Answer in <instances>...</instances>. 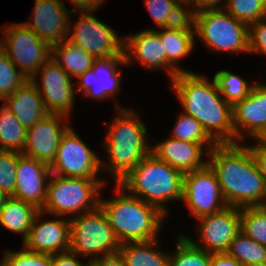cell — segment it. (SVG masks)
<instances>
[{
	"instance_id": "1",
	"label": "cell",
	"mask_w": 266,
	"mask_h": 266,
	"mask_svg": "<svg viewBox=\"0 0 266 266\" xmlns=\"http://www.w3.org/2000/svg\"><path fill=\"white\" fill-rule=\"evenodd\" d=\"M207 154L208 164L217 175L228 206H262L266 199V182L248 145L216 144Z\"/></svg>"
},
{
	"instance_id": "2",
	"label": "cell",
	"mask_w": 266,
	"mask_h": 266,
	"mask_svg": "<svg viewBox=\"0 0 266 266\" xmlns=\"http://www.w3.org/2000/svg\"><path fill=\"white\" fill-rule=\"evenodd\" d=\"M171 83L183 112L194 117L216 144L234 143L232 106L220 96L214 79L211 83L193 72H180Z\"/></svg>"
},
{
	"instance_id": "3",
	"label": "cell",
	"mask_w": 266,
	"mask_h": 266,
	"mask_svg": "<svg viewBox=\"0 0 266 266\" xmlns=\"http://www.w3.org/2000/svg\"><path fill=\"white\" fill-rule=\"evenodd\" d=\"M118 197L100 198V207L107 215L110 226L120 244L156 240L165 214L116 184Z\"/></svg>"
},
{
	"instance_id": "4",
	"label": "cell",
	"mask_w": 266,
	"mask_h": 266,
	"mask_svg": "<svg viewBox=\"0 0 266 266\" xmlns=\"http://www.w3.org/2000/svg\"><path fill=\"white\" fill-rule=\"evenodd\" d=\"M183 175L150 152L118 184L166 215L167 201L183 199Z\"/></svg>"
},
{
	"instance_id": "5",
	"label": "cell",
	"mask_w": 266,
	"mask_h": 266,
	"mask_svg": "<svg viewBox=\"0 0 266 266\" xmlns=\"http://www.w3.org/2000/svg\"><path fill=\"white\" fill-rule=\"evenodd\" d=\"M116 109L118 117L111 123L105 139L110 164L101 162V168L108 167L118 183L151 152V147L145 138L146 126L139 116L127 109L120 110L119 105Z\"/></svg>"
},
{
	"instance_id": "6",
	"label": "cell",
	"mask_w": 266,
	"mask_h": 266,
	"mask_svg": "<svg viewBox=\"0 0 266 266\" xmlns=\"http://www.w3.org/2000/svg\"><path fill=\"white\" fill-rule=\"evenodd\" d=\"M195 34L213 49L221 52H249V26L226 10L207 9L190 16Z\"/></svg>"
},
{
	"instance_id": "7",
	"label": "cell",
	"mask_w": 266,
	"mask_h": 266,
	"mask_svg": "<svg viewBox=\"0 0 266 266\" xmlns=\"http://www.w3.org/2000/svg\"><path fill=\"white\" fill-rule=\"evenodd\" d=\"M54 178L47 183V196L43 213L58 216L82 214L100 205L101 188L104 181L98 179L73 178L51 174ZM96 197V198H95ZM83 210V211H82Z\"/></svg>"
},
{
	"instance_id": "8",
	"label": "cell",
	"mask_w": 266,
	"mask_h": 266,
	"mask_svg": "<svg viewBox=\"0 0 266 266\" xmlns=\"http://www.w3.org/2000/svg\"><path fill=\"white\" fill-rule=\"evenodd\" d=\"M120 243L100 205L70 220V250L77 256L118 253Z\"/></svg>"
},
{
	"instance_id": "9",
	"label": "cell",
	"mask_w": 266,
	"mask_h": 266,
	"mask_svg": "<svg viewBox=\"0 0 266 266\" xmlns=\"http://www.w3.org/2000/svg\"><path fill=\"white\" fill-rule=\"evenodd\" d=\"M4 29L6 40L0 41V48L20 67L19 71L27 80H30L52 57V47L23 23L10 24L4 26Z\"/></svg>"
},
{
	"instance_id": "10",
	"label": "cell",
	"mask_w": 266,
	"mask_h": 266,
	"mask_svg": "<svg viewBox=\"0 0 266 266\" xmlns=\"http://www.w3.org/2000/svg\"><path fill=\"white\" fill-rule=\"evenodd\" d=\"M100 161L96 154L69 127L62 135L56 157L49 167L51 174L97 179V173L101 170Z\"/></svg>"
},
{
	"instance_id": "11",
	"label": "cell",
	"mask_w": 266,
	"mask_h": 266,
	"mask_svg": "<svg viewBox=\"0 0 266 266\" xmlns=\"http://www.w3.org/2000/svg\"><path fill=\"white\" fill-rule=\"evenodd\" d=\"M197 219L218 213L228 205L223 197L215 171L204 168L183 175V199Z\"/></svg>"
},
{
	"instance_id": "12",
	"label": "cell",
	"mask_w": 266,
	"mask_h": 266,
	"mask_svg": "<svg viewBox=\"0 0 266 266\" xmlns=\"http://www.w3.org/2000/svg\"><path fill=\"white\" fill-rule=\"evenodd\" d=\"M78 18L73 31L69 21L70 38L67 40L92 54L96 59L123 54L124 40H120L113 29L99 21L92 10H85ZM122 41V42H121Z\"/></svg>"
},
{
	"instance_id": "13",
	"label": "cell",
	"mask_w": 266,
	"mask_h": 266,
	"mask_svg": "<svg viewBox=\"0 0 266 266\" xmlns=\"http://www.w3.org/2000/svg\"><path fill=\"white\" fill-rule=\"evenodd\" d=\"M41 74L42 87L36 82L37 75ZM36 77V78H35ZM41 94L48 113L67 116L72 109L74 93L71 77L50 58L30 79ZM42 88V89H41Z\"/></svg>"
},
{
	"instance_id": "14",
	"label": "cell",
	"mask_w": 266,
	"mask_h": 266,
	"mask_svg": "<svg viewBox=\"0 0 266 266\" xmlns=\"http://www.w3.org/2000/svg\"><path fill=\"white\" fill-rule=\"evenodd\" d=\"M202 243L187 237L195 246L209 253H225L231 241L241 231L240 208L227 206L222 211L199 218Z\"/></svg>"
},
{
	"instance_id": "15",
	"label": "cell",
	"mask_w": 266,
	"mask_h": 266,
	"mask_svg": "<svg viewBox=\"0 0 266 266\" xmlns=\"http://www.w3.org/2000/svg\"><path fill=\"white\" fill-rule=\"evenodd\" d=\"M33 19L23 23L51 47L69 37V12L62 0H35Z\"/></svg>"
},
{
	"instance_id": "16",
	"label": "cell",
	"mask_w": 266,
	"mask_h": 266,
	"mask_svg": "<svg viewBox=\"0 0 266 266\" xmlns=\"http://www.w3.org/2000/svg\"><path fill=\"white\" fill-rule=\"evenodd\" d=\"M65 117L61 114L48 113L27 129L26 144L22 154L50 166L56 157L60 139L69 128L68 125L59 124L61 120H65Z\"/></svg>"
},
{
	"instance_id": "17",
	"label": "cell",
	"mask_w": 266,
	"mask_h": 266,
	"mask_svg": "<svg viewBox=\"0 0 266 266\" xmlns=\"http://www.w3.org/2000/svg\"><path fill=\"white\" fill-rule=\"evenodd\" d=\"M16 184L11 197L32 204L40 211L46 202L49 165L18 152Z\"/></svg>"
},
{
	"instance_id": "18",
	"label": "cell",
	"mask_w": 266,
	"mask_h": 266,
	"mask_svg": "<svg viewBox=\"0 0 266 266\" xmlns=\"http://www.w3.org/2000/svg\"><path fill=\"white\" fill-rule=\"evenodd\" d=\"M232 112L234 143L245 137L242 127L252 138L262 139L266 134V84L254 83L248 96L237 102Z\"/></svg>"
},
{
	"instance_id": "19",
	"label": "cell",
	"mask_w": 266,
	"mask_h": 266,
	"mask_svg": "<svg viewBox=\"0 0 266 266\" xmlns=\"http://www.w3.org/2000/svg\"><path fill=\"white\" fill-rule=\"evenodd\" d=\"M42 214L39 211L35 215L30 231L23 240L24 248L50 255L70 250V220L58 218L39 224Z\"/></svg>"
},
{
	"instance_id": "20",
	"label": "cell",
	"mask_w": 266,
	"mask_h": 266,
	"mask_svg": "<svg viewBox=\"0 0 266 266\" xmlns=\"http://www.w3.org/2000/svg\"><path fill=\"white\" fill-rule=\"evenodd\" d=\"M125 64L124 53L120 56L95 59L93 67L78 77V91L82 90L95 99H106L117 94L121 73L117 66Z\"/></svg>"
},
{
	"instance_id": "21",
	"label": "cell",
	"mask_w": 266,
	"mask_h": 266,
	"mask_svg": "<svg viewBox=\"0 0 266 266\" xmlns=\"http://www.w3.org/2000/svg\"><path fill=\"white\" fill-rule=\"evenodd\" d=\"M203 147L201 143L169 138L151 147V153L185 174L202 169L208 164V161L202 162L201 159Z\"/></svg>"
},
{
	"instance_id": "22",
	"label": "cell",
	"mask_w": 266,
	"mask_h": 266,
	"mask_svg": "<svg viewBox=\"0 0 266 266\" xmlns=\"http://www.w3.org/2000/svg\"><path fill=\"white\" fill-rule=\"evenodd\" d=\"M123 53L126 64L133 58L139 60L147 68L167 69L166 51L155 29H148L123 39ZM132 57V58H131Z\"/></svg>"
},
{
	"instance_id": "23",
	"label": "cell",
	"mask_w": 266,
	"mask_h": 266,
	"mask_svg": "<svg viewBox=\"0 0 266 266\" xmlns=\"http://www.w3.org/2000/svg\"><path fill=\"white\" fill-rule=\"evenodd\" d=\"M3 101L26 130L48 114L41 94L31 80L24 82Z\"/></svg>"
},
{
	"instance_id": "24",
	"label": "cell",
	"mask_w": 266,
	"mask_h": 266,
	"mask_svg": "<svg viewBox=\"0 0 266 266\" xmlns=\"http://www.w3.org/2000/svg\"><path fill=\"white\" fill-rule=\"evenodd\" d=\"M193 29L192 20L188 16L178 25L162 28L163 31L155 30L164 45V51H166L167 70L171 80L180 72H189L183 69L180 70L179 67H176V64L180 58L190 54L194 47L195 31Z\"/></svg>"
},
{
	"instance_id": "25",
	"label": "cell",
	"mask_w": 266,
	"mask_h": 266,
	"mask_svg": "<svg viewBox=\"0 0 266 266\" xmlns=\"http://www.w3.org/2000/svg\"><path fill=\"white\" fill-rule=\"evenodd\" d=\"M39 211L32 204L10 196L0 208V225L13 233L23 234L24 240Z\"/></svg>"
},
{
	"instance_id": "26",
	"label": "cell",
	"mask_w": 266,
	"mask_h": 266,
	"mask_svg": "<svg viewBox=\"0 0 266 266\" xmlns=\"http://www.w3.org/2000/svg\"><path fill=\"white\" fill-rule=\"evenodd\" d=\"M156 240L120 244L118 249L125 266H169L170 254L155 250Z\"/></svg>"
},
{
	"instance_id": "27",
	"label": "cell",
	"mask_w": 266,
	"mask_h": 266,
	"mask_svg": "<svg viewBox=\"0 0 266 266\" xmlns=\"http://www.w3.org/2000/svg\"><path fill=\"white\" fill-rule=\"evenodd\" d=\"M69 75L79 77L93 67L95 57L67 39L52 46V57ZM62 62V63H61Z\"/></svg>"
},
{
	"instance_id": "28",
	"label": "cell",
	"mask_w": 266,
	"mask_h": 266,
	"mask_svg": "<svg viewBox=\"0 0 266 266\" xmlns=\"http://www.w3.org/2000/svg\"><path fill=\"white\" fill-rule=\"evenodd\" d=\"M27 130L7 107H0V150L22 153Z\"/></svg>"
},
{
	"instance_id": "29",
	"label": "cell",
	"mask_w": 266,
	"mask_h": 266,
	"mask_svg": "<svg viewBox=\"0 0 266 266\" xmlns=\"http://www.w3.org/2000/svg\"><path fill=\"white\" fill-rule=\"evenodd\" d=\"M225 253L242 265L266 263V246L259 244L242 231L234 237Z\"/></svg>"
},
{
	"instance_id": "30",
	"label": "cell",
	"mask_w": 266,
	"mask_h": 266,
	"mask_svg": "<svg viewBox=\"0 0 266 266\" xmlns=\"http://www.w3.org/2000/svg\"><path fill=\"white\" fill-rule=\"evenodd\" d=\"M145 5L160 29L178 25L188 17L179 0H145Z\"/></svg>"
},
{
	"instance_id": "31",
	"label": "cell",
	"mask_w": 266,
	"mask_h": 266,
	"mask_svg": "<svg viewBox=\"0 0 266 266\" xmlns=\"http://www.w3.org/2000/svg\"><path fill=\"white\" fill-rule=\"evenodd\" d=\"M218 91L223 94V98L232 107L239 101L244 100L254 84H248L244 79L227 70H220L214 77Z\"/></svg>"
},
{
	"instance_id": "32",
	"label": "cell",
	"mask_w": 266,
	"mask_h": 266,
	"mask_svg": "<svg viewBox=\"0 0 266 266\" xmlns=\"http://www.w3.org/2000/svg\"><path fill=\"white\" fill-rule=\"evenodd\" d=\"M169 266H210L211 253L195 246L187 237L180 235Z\"/></svg>"
},
{
	"instance_id": "33",
	"label": "cell",
	"mask_w": 266,
	"mask_h": 266,
	"mask_svg": "<svg viewBox=\"0 0 266 266\" xmlns=\"http://www.w3.org/2000/svg\"><path fill=\"white\" fill-rule=\"evenodd\" d=\"M241 231L266 246V211L262 206L240 208Z\"/></svg>"
},
{
	"instance_id": "34",
	"label": "cell",
	"mask_w": 266,
	"mask_h": 266,
	"mask_svg": "<svg viewBox=\"0 0 266 266\" xmlns=\"http://www.w3.org/2000/svg\"><path fill=\"white\" fill-rule=\"evenodd\" d=\"M172 135L173 139L201 143L203 146L208 142L210 146L208 151L216 145L202 125L194 117L184 112L179 116Z\"/></svg>"
},
{
	"instance_id": "35",
	"label": "cell",
	"mask_w": 266,
	"mask_h": 266,
	"mask_svg": "<svg viewBox=\"0 0 266 266\" xmlns=\"http://www.w3.org/2000/svg\"><path fill=\"white\" fill-rule=\"evenodd\" d=\"M224 6L229 14L248 26L266 18V7L258 0H227Z\"/></svg>"
},
{
	"instance_id": "36",
	"label": "cell",
	"mask_w": 266,
	"mask_h": 266,
	"mask_svg": "<svg viewBox=\"0 0 266 266\" xmlns=\"http://www.w3.org/2000/svg\"><path fill=\"white\" fill-rule=\"evenodd\" d=\"M27 78L0 48V100L10 96Z\"/></svg>"
},
{
	"instance_id": "37",
	"label": "cell",
	"mask_w": 266,
	"mask_h": 266,
	"mask_svg": "<svg viewBox=\"0 0 266 266\" xmlns=\"http://www.w3.org/2000/svg\"><path fill=\"white\" fill-rule=\"evenodd\" d=\"M1 261L0 266H52V255L24 248L17 252L6 251Z\"/></svg>"
},
{
	"instance_id": "38",
	"label": "cell",
	"mask_w": 266,
	"mask_h": 266,
	"mask_svg": "<svg viewBox=\"0 0 266 266\" xmlns=\"http://www.w3.org/2000/svg\"><path fill=\"white\" fill-rule=\"evenodd\" d=\"M18 152L0 150V189L12 195L16 184Z\"/></svg>"
},
{
	"instance_id": "39",
	"label": "cell",
	"mask_w": 266,
	"mask_h": 266,
	"mask_svg": "<svg viewBox=\"0 0 266 266\" xmlns=\"http://www.w3.org/2000/svg\"><path fill=\"white\" fill-rule=\"evenodd\" d=\"M266 18L249 25V53L266 54Z\"/></svg>"
},
{
	"instance_id": "40",
	"label": "cell",
	"mask_w": 266,
	"mask_h": 266,
	"mask_svg": "<svg viewBox=\"0 0 266 266\" xmlns=\"http://www.w3.org/2000/svg\"><path fill=\"white\" fill-rule=\"evenodd\" d=\"M78 260L71 250L52 254V266H90V262L83 264Z\"/></svg>"
},
{
	"instance_id": "41",
	"label": "cell",
	"mask_w": 266,
	"mask_h": 266,
	"mask_svg": "<svg viewBox=\"0 0 266 266\" xmlns=\"http://www.w3.org/2000/svg\"><path fill=\"white\" fill-rule=\"evenodd\" d=\"M249 147L266 182V143L262 139H257V145Z\"/></svg>"
},
{
	"instance_id": "42",
	"label": "cell",
	"mask_w": 266,
	"mask_h": 266,
	"mask_svg": "<svg viewBox=\"0 0 266 266\" xmlns=\"http://www.w3.org/2000/svg\"><path fill=\"white\" fill-rule=\"evenodd\" d=\"M222 2V0H190L186 6H188V4H194L195 6L193 7V9H189L187 8L185 11H186V14L187 16H191L192 14L194 13H197L199 11H203V10H207V9H219V7H217L220 3ZM225 2V0H224ZM227 2V0H226ZM197 7V8H196Z\"/></svg>"
},
{
	"instance_id": "43",
	"label": "cell",
	"mask_w": 266,
	"mask_h": 266,
	"mask_svg": "<svg viewBox=\"0 0 266 266\" xmlns=\"http://www.w3.org/2000/svg\"><path fill=\"white\" fill-rule=\"evenodd\" d=\"M91 259L90 266H125V263L119 253L103 256L101 258L91 257Z\"/></svg>"
},
{
	"instance_id": "44",
	"label": "cell",
	"mask_w": 266,
	"mask_h": 266,
	"mask_svg": "<svg viewBox=\"0 0 266 266\" xmlns=\"http://www.w3.org/2000/svg\"><path fill=\"white\" fill-rule=\"evenodd\" d=\"M210 266H243L226 253H211Z\"/></svg>"
},
{
	"instance_id": "45",
	"label": "cell",
	"mask_w": 266,
	"mask_h": 266,
	"mask_svg": "<svg viewBox=\"0 0 266 266\" xmlns=\"http://www.w3.org/2000/svg\"><path fill=\"white\" fill-rule=\"evenodd\" d=\"M81 11L92 10L94 12L105 0H70Z\"/></svg>"
},
{
	"instance_id": "46",
	"label": "cell",
	"mask_w": 266,
	"mask_h": 266,
	"mask_svg": "<svg viewBox=\"0 0 266 266\" xmlns=\"http://www.w3.org/2000/svg\"><path fill=\"white\" fill-rule=\"evenodd\" d=\"M10 197L5 191L0 189V208L4 205L6 200Z\"/></svg>"
},
{
	"instance_id": "47",
	"label": "cell",
	"mask_w": 266,
	"mask_h": 266,
	"mask_svg": "<svg viewBox=\"0 0 266 266\" xmlns=\"http://www.w3.org/2000/svg\"><path fill=\"white\" fill-rule=\"evenodd\" d=\"M243 266H266V263H260V264H246Z\"/></svg>"
},
{
	"instance_id": "48",
	"label": "cell",
	"mask_w": 266,
	"mask_h": 266,
	"mask_svg": "<svg viewBox=\"0 0 266 266\" xmlns=\"http://www.w3.org/2000/svg\"><path fill=\"white\" fill-rule=\"evenodd\" d=\"M182 4L186 5L190 0H179Z\"/></svg>"
},
{
	"instance_id": "49",
	"label": "cell",
	"mask_w": 266,
	"mask_h": 266,
	"mask_svg": "<svg viewBox=\"0 0 266 266\" xmlns=\"http://www.w3.org/2000/svg\"><path fill=\"white\" fill-rule=\"evenodd\" d=\"M263 209L266 211V199L264 200L263 204H262Z\"/></svg>"
},
{
	"instance_id": "50",
	"label": "cell",
	"mask_w": 266,
	"mask_h": 266,
	"mask_svg": "<svg viewBox=\"0 0 266 266\" xmlns=\"http://www.w3.org/2000/svg\"><path fill=\"white\" fill-rule=\"evenodd\" d=\"M258 1L261 2L266 7V0H258Z\"/></svg>"
},
{
	"instance_id": "51",
	"label": "cell",
	"mask_w": 266,
	"mask_h": 266,
	"mask_svg": "<svg viewBox=\"0 0 266 266\" xmlns=\"http://www.w3.org/2000/svg\"><path fill=\"white\" fill-rule=\"evenodd\" d=\"M262 140L266 143V134L263 136Z\"/></svg>"
}]
</instances>
